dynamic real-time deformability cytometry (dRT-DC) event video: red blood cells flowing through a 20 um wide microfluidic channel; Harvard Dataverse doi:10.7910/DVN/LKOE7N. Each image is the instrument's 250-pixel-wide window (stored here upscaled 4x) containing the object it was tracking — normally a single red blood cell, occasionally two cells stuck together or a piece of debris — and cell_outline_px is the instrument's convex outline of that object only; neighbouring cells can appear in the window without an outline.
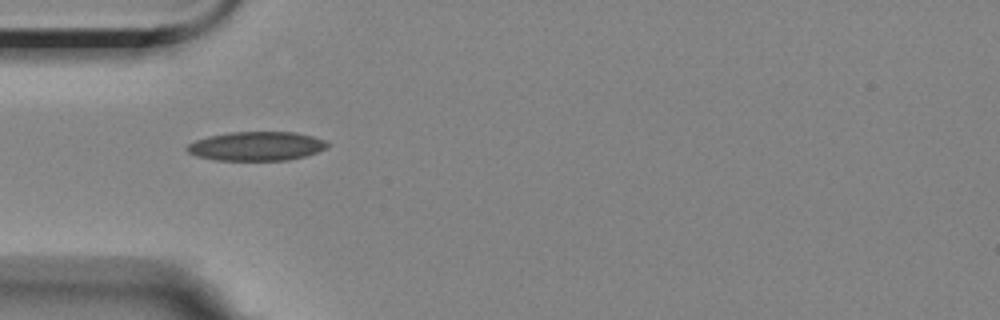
{"species": "Egyptian fruit bat (a non-hibernating species)", "species_latin": "Rousettus aegyptiacus", "temperature_condition": "room temperature", "stored_images_in_passage": 26, "camera_frame_rate_fps": 3000, "um_per_image_px": 0.085, "animal": {"sex": "female"}, "frame": {"image": 1, "passage_image": 1, "time_ms": 0.0, "image_size_px": [1000, 320], "cell_outline_px": [[332, 144], [328, 148], [304, 156], [288, 160], [216, 160], [196, 156], [188, 152], [184, 148], [188, 144], [196, 140], [208, 136], [232, 132], [296, 132], [312, 136], [324, 140]], "centroid_in_image_um": [21.81, 12.42], "position_along_channel_um": 63.2, "area_um2": 23.81}}
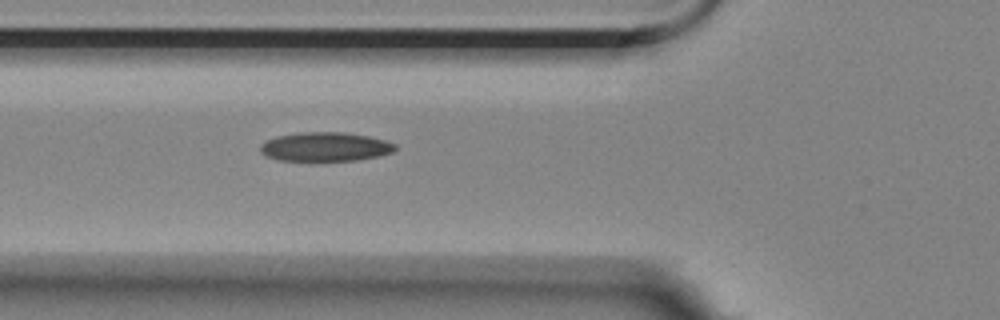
{"frame": {"image": 2, "passage_image": 4, "time_ms": 1.0, "image_size_px": [1000, 320], "cell_outline_px": [[396, 148], [392, 152], [360, 160], [280, 160], [268, 156], [260, 152], [260, 144], [276, 136], [296, 132], [344, 132], [368, 136], [384, 140], [396, 144]], "centroid_in_image_um": [27.63, 12.46], "position_along_channel_um": 98.2, "area_um2": 22.66}}